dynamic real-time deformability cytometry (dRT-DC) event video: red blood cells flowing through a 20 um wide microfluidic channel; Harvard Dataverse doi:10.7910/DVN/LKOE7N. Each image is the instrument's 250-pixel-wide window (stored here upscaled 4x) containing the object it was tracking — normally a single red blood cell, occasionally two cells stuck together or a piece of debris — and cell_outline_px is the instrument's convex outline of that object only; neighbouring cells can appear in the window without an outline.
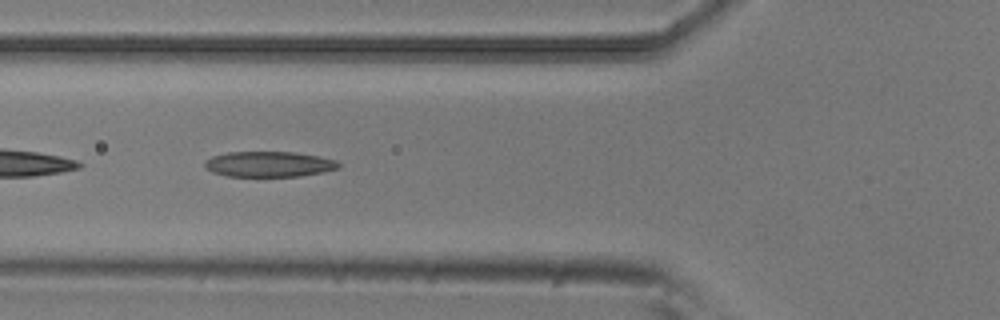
{"species": "common noctule bat (a hibernating species)", "species_latin": "Nyctalus noctula", "temperature_condition": "room temperature", "stored_images_in_passage": 52, "camera_frame_rate_fps": 3000, "um_per_image_px": 0.085, "animal": {"sex": "male", "body_mass_g": 20.5, "forearm_length_mm": 52.5}, "frame": {"image": 1, "passage_image": 19, "time_ms": 6.0, "image_size_px": [1000, 320], "cell_outline_px": [[340, 168], [324, 172], [296, 176], [228, 176], [212, 172], [204, 164], [212, 156], [228, 152], [292, 152], [320, 156], [336, 160], [340, 164]], "centroid_in_image_um": [22.91, 13.95], "position_along_channel_um": 102.9, "area_um2": 19.71}}
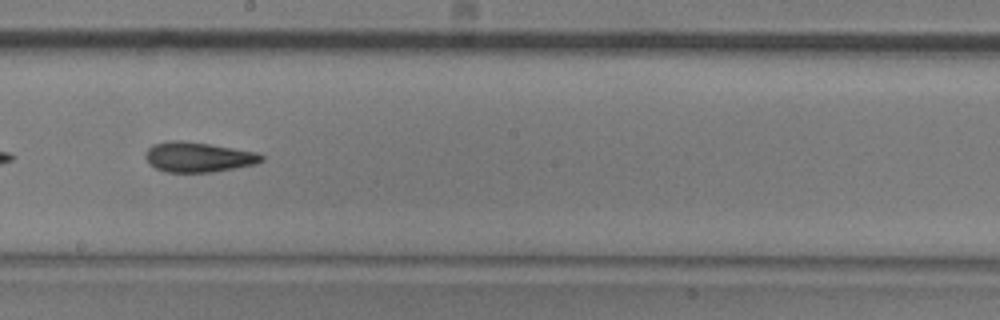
{"frame": {"image": 2, "passage_image": 29, "time_ms": 9.333, "image_size_px": [1000, 320], "cell_outline_px": [[264, 160], [256, 164], [212, 172], [168, 172], [156, 168], [144, 156], [148, 148], [152, 144], [172, 140], [180, 140], [208, 144], [256, 152], [264, 156]], "centroid_in_image_um": [16.86, 13.35], "position_along_channel_um": 231.3, "area_um2": 20.06}}
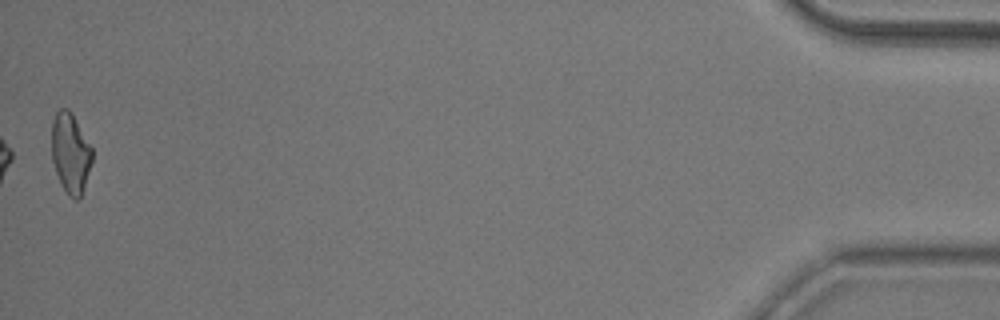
{"frame": {"image": 3, "passage_image": 52, "time_ms": 17.0, "image_size_px": [1000, 320], "cell_outline_px": [[92, 160], [80, 196], [76, 200], [68, 196], [60, 184], [52, 160], [52, 120], [56, 112], [60, 108], [68, 108], [72, 112], [92, 148]], "centroid_in_image_um": [5.97, 12.98], "position_along_channel_um": 429.2, "area_um2": 18.79}, "authors_computed_cell_mechanics": {"area_um2": 20.0855, "velocity_mm_per_s": 3.8356, "shape_relaxation_time_tau1_ms": 11.0605, "shape_relaxation_time_tau2_ms": 3.7479, "deformation_change_tau1": 0.244, "deformation_change_tau2": 0.1316}}